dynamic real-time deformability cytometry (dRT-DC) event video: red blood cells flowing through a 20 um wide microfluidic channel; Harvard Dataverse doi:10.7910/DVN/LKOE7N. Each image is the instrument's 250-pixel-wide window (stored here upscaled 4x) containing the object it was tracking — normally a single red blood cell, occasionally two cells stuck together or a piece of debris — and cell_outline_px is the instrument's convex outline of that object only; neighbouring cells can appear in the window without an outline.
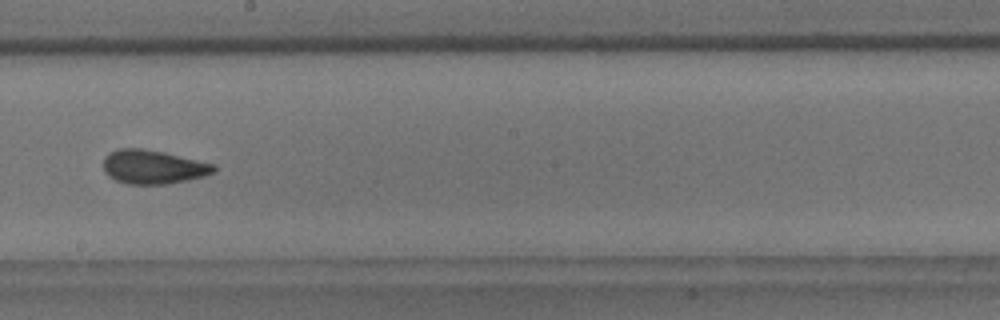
{"species": "common noctule bat (a hibernating species)", "species_latin": "Nyctalus noctula", "temperature_condition": "room temperature", "stored_images_in_passage": 9, "camera_frame_rate_fps": 3000, "um_per_image_px": 0.085, "animal": {"sex": "male", "body_mass_g": 18.8}, "frame": {"image": 1, "passage_image": 9, "time_ms": 9.333, "image_size_px": [1000, 320], "cell_outline_px": [[216, 172], [204, 176], [188, 180], [168, 184], [128, 184], [116, 180], [108, 176], [104, 172], [104, 156], [108, 152], [116, 148], [144, 148], [164, 152], [216, 164]], "centroid_in_image_um": [13.01, 14.18], "position_along_channel_um": 235.2, "area_um2": 22.14}}